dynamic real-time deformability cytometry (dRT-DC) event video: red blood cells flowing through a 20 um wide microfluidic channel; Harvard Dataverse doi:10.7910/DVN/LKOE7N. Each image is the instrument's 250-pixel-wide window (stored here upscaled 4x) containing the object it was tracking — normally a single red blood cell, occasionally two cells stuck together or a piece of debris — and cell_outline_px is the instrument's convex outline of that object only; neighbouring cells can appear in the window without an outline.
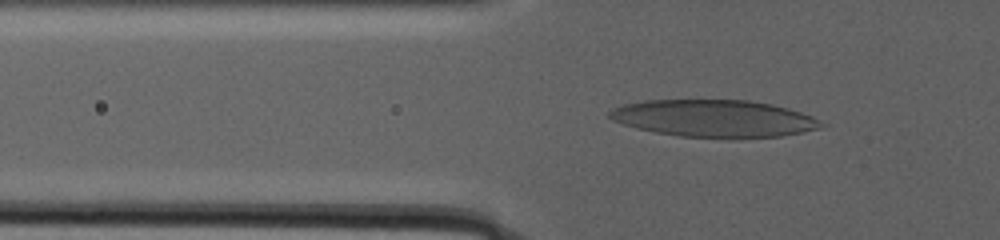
{"species": "human", "species_latin": "Homo sapiens", "temperature_condition": "warm", "stored_images_in_passage": 98, "camera_frame_rate_fps": 3000, "um_per_image_px": 0.085, "donor": {"sex": "male"}, "frame": {"image": 1, "passage_image": 35, "time_ms": 13.333, "image_size_px": [1000, 240], "cell_outline_px": [[828, 124], [820, 128], [804, 132], [780, 136], [732, 140], [680, 136], [656, 132], [636, 128], [612, 120], [608, 116], [608, 112], [612, 108], [624, 104], [644, 100], [748, 100], [772, 104], [788, 108], [812, 116]], "centroid_in_image_um": [60.74, 10.09], "position_along_channel_um": 65.1, "area_um2": 46.7}}
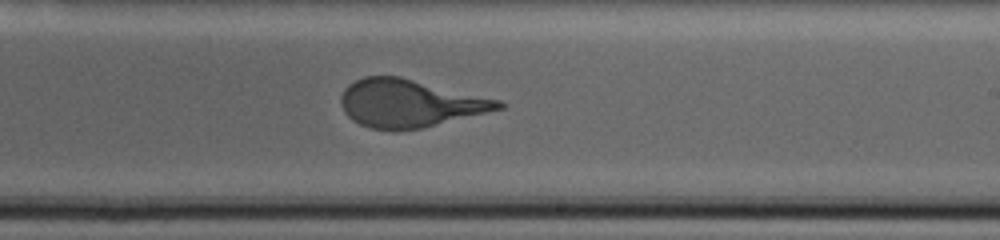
{"frame": {"image": 2, "passage_image": 62, "time_ms": 23.0, "image_size_px": [1000, 240], "cell_outline_px": [[504, 108], [420, 128], [392, 132], [372, 128], [360, 124], [352, 120], [344, 112], [340, 104], [340, 96], [344, 88], [348, 84], [364, 76], [400, 76], [500, 100], [504, 104]], "centroid_in_image_um": [34.76, 8.78], "position_along_channel_um": 254.2, "area_um2": 43.81}}
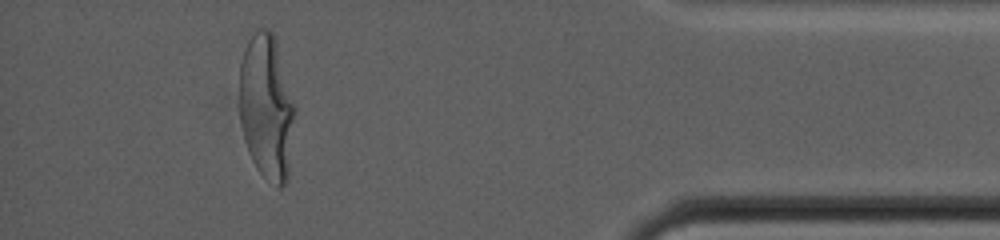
{"frame": {"image": 3, "passage_image": 90, "time_ms": 32.333, "image_size_px": [1000, 240], "cell_outline_px": [[296, 108], [288, 180], [280, 188], [276, 188], [256, 168], [248, 152], [244, 140], [240, 124], [240, 64], [248, 40], [256, 28], [268, 28], [272, 32], [276, 40]], "centroid_in_image_um": [22.67, 9.13], "position_along_channel_um": 412.5, "area_um2": 47.4}}